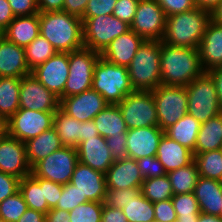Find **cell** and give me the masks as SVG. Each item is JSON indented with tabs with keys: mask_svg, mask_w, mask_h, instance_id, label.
I'll list each match as a JSON object with an SVG mask.
<instances>
[{
	"mask_svg": "<svg viewBox=\"0 0 222 222\" xmlns=\"http://www.w3.org/2000/svg\"><path fill=\"white\" fill-rule=\"evenodd\" d=\"M162 85L187 86L205 73L197 48L167 45L161 41Z\"/></svg>",
	"mask_w": 222,
	"mask_h": 222,
	"instance_id": "6da1fadb",
	"label": "cell"
},
{
	"mask_svg": "<svg viewBox=\"0 0 222 222\" xmlns=\"http://www.w3.org/2000/svg\"><path fill=\"white\" fill-rule=\"evenodd\" d=\"M39 33L57 52L84 47L82 19L64 11L39 12Z\"/></svg>",
	"mask_w": 222,
	"mask_h": 222,
	"instance_id": "7a4b0ae2",
	"label": "cell"
},
{
	"mask_svg": "<svg viewBox=\"0 0 222 222\" xmlns=\"http://www.w3.org/2000/svg\"><path fill=\"white\" fill-rule=\"evenodd\" d=\"M211 21L210 11L194 8L166 17L162 42L167 45L197 48Z\"/></svg>",
	"mask_w": 222,
	"mask_h": 222,
	"instance_id": "3957f363",
	"label": "cell"
},
{
	"mask_svg": "<svg viewBox=\"0 0 222 222\" xmlns=\"http://www.w3.org/2000/svg\"><path fill=\"white\" fill-rule=\"evenodd\" d=\"M161 41L145 40L128 66L131 86L138 91H153L162 85Z\"/></svg>",
	"mask_w": 222,
	"mask_h": 222,
	"instance_id": "277c9868",
	"label": "cell"
},
{
	"mask_svg": "<svg viewBox=\"0 0 222 222\" xmlns=\"http://www.w3.org/2000/svg\"><path fill=\"white\" fill-rule=\"evenodd\" d=\"M91 88L102 95L109 105L120 103L134 91L130 83L128 67L115 65L101 56L94 67Z\"/></svg>",
	"mask_w": 222,
	"mask_h": 222,
	"instance_id": "5b68a950",
	"label": "cell"
},
{
	"mask_svg": "<svg viewBox=\"0 0 222 222\" xmlns=\"http://www.w3.org/2000/svg\"><path fill=\"white\" fill-rule=\"evenodd\" d=\"M185 87L188 96L187 113L201 124L222 113L216 87L206 72Z\"/></svg>",
	"mask_w": 222,
	"mask_h": 222,
	"instance_id": "8992f818",
	"label": "cell"
},
{
	"mask_svg": "<svg viewBox=\"0 0 222 222\" xmlns=\"http://www.w3.org/2000/svg\"><path fill=\"white\" fill-rule=\"evenodd\" d=\"M84 47L100 54L118 36L130 30V26L113 15H100L82 19Z\"/></svg>",
	"mask_w": 222,
	"mask_h": 222,
	"instance_id": "52a82bcc",
	"label": "cell"
},
{
	"mask_svg": "<svg viewBox=\"0 0 222 222\" xmlns=\"http://www.w3.org/2000/svg\"><path fill=\"white\" fill-rule=\"evenodd\" d=\"M100 56L86 47L69 52V77L59 100L91 89L94 67Z\"/></svg>",
	"mask_w": 222,
	"mask_h": 222,
	"instance_id": "ba28073f",
	"label": "cell"
},
{
	"mask_svg": "<svg viewBox=\"0 0 222 222\" xmlns=\"http://www.w3.org/2000/svg\"><path fill=\"white\" fill-rule=\"evenodd\" d=\"M158 127L165 131L187 114L188 96L185 86L160 85L152 91Z\"/></svg>",
	"mask_w": 222,
	"mask_h": 222,
	"instance_id": "9c48e42d",
	"label": "cell"
},
{
	"mask_svg": "<svg viewBox=\"0 0 222 222\" xmlns=\"http://www.w3.org/2000/svg\"><path fill=\"white\" fill-rule=\"evenodd\" d=\"M78 162L77 149L63 146L36 163L31 168V174L38 178L65 185L70 182Z\"/></svg>",
	"mask_w": 222,
	"mask_h": 222,
	"instance_id": "30bf717a",
	"label": "cell"
},
{
	"mask_svg": "<svg viewBox=\"0 0 222 222\" xmlns=\"http://www.w3.org/2000/svg\"><path fill=\"white\" fill-rule=\"evenodd\" d=\"M128 129L158 127L152 91L134 90L117 104Z\"/></svg>",
	"mask_w": 222,
	"mask_h": 222,
	"instance_id": "8fae6325",
	"label": "cell"
},
{
	"mask_svg": "<svg viewBox=\"0 0 222 222\" xmlns=\"http://www.w3.org/2000/svg\"><path fill=\"white\" fill-rule=\"evenodd\" d=\"M166 15L155 0H139L130 29L145 40L162 41Z\"/></svg>",
	"mask_w": 222,
	"mask_h": 222,
	"instance_id": "7c38bea8",
	"label": "cell"
},
{
	"mask_svg": "<svg viewBox=\"0 0 222 222\" xmlns=\"http://www.w3.org/2000/svg\"><path fill=\"white\" fill-rule=\"evenodd\" d=\"M55 112L19 109L9 120V135L22 142L49 130L54 124Z\"/></svg>",
	"mask_w": 222,
	"mask_h": 222,
	"instance_id": "4fadbf2b",
	"label": "cell"
},
{
	"mask_svg": "<svg viewBox=\"0 0 222 222\" xmlns=\"http://www.w3.org/2000/svg\"><path fill=\"white\" fill-rule=\"evenodd\" d=\"M19 97V109L56 112L60 108L59 98L31 73L21 78Z\"/></svg>",
	"mask_w": 222,
	"mask_h": 222,
	"instance_id": "5bb4252c",
	"label": "cell"
},
{
	"mask_svg": "<svg viewBox=\"0 0 222 222\" xmlns=\"http://www.w3.org/2000/svg\"><path fill=\"white\" fill-rule=\"evenodd\" d=\"M31 74L58 98L63 94L69 77V53L57 52L47 61L37 66Z\"/></svg>",
	"mask_w": 222,
	"mask_h": 222,
	"instance_id": "9a60e30c",
	"label": "cell"
},
{
	"mask_svg": "<svg viewBox=\"0 0 222 222\" xmlns=\"http://www.w3.org/2000/svg\"><path fill=\"white\" fill-rule=\"evenodd\" d=\"M108 105L104 97L92 88L60 100V109L80 122L93 119Z\"/></svg>",
	"mask_w": 222,
	"mask_h": 222,
	"instance_id": "2e32d148",
	"label": "cell"
},
{
	"mask_svg": "<svg viewBox=\"0 0 222 222\" xmlns=\"http://www.w3.org/2000/svg\"><path fill=\"white\" fill-rule=\"evenodd\" d=\"M0 172L22 179L31 174L25 142L7 135L0 138Z\"/></svg>",
	"mask_w": 222,
	"mask_h": 222,
	"instance_id": "e0dca14e",
	"label": "cell"
},
{
	"mask_svg": "<svg viewBox=\"0 0 222 222\" xmlns=\"http://www.w3.org/2000/svg\"><path fill=\"white\" fill-rule=\"evenodd\" d=\"M70 183L76 186L82 198L94 202L104 201L107 189L105 173L78 162Z\"/></svg>",
	"mask_w": 222,
	"mask_h": 222,
	"instance_id": "ac0fdd59",
	"label": "cell"
},
{
	"mask_svg": "<svg viewBox=\"0 0 222 222\" xmlns=\"http://www.w3.org/2000/svg\"><path fill=\"white\" fill-rule=\"evenodd\" d=\"M165 134L159 127H142L128 129L126 133L129 158L141 159L156 156L162 136Z\"/></svg>",
	"mask_w": 222,
	"mask_h": 222,
	"instance_id": "d6986e66",
	"label": "cell"
},
{
	"mask_svg": "<svg viewBox=\"0 0 222 222\" xmlns=\"http://www.w3.org/2000/svg\"><path fill=\"white\" fill-rule=\"evenodd\" d=\"M76 149L79 162L103 173H106L115 161L106 144V138L100 135L80 142Z\"/></svg>",
	"mask_w": 222,
	"mask_h": 222,
	"instance_id": "ffe728a7",
	"label": "cell"
},
{
	"mask_svg": "<svg viewBox=\"0 0 222 222\" xmlns=\"http://www.w3.org/2000/svg\"><path fill=\"white\" fill-rule=\"evenodd\" d=\"M145 39L131 29L115 38L100 54L115 65L128 67Z\"/></svg>",
	"mask_w": 222,
	"mask_h": 222,
	"instance_id": "44dd1931",
	"label": "cell"
},
{
	"mask_svg": "<svg viewBox=\"0 0 222 222\" xmlns=\"http://www.w3.org/2000/svg\"><path fill=\"white\" fill-rule=\"evenodd\" d=\"M106 187L126 189L141 187L144 181L135 159L115 160L105 173Z\"/></svg>",
	"mask_w": 222,
	"mask_h": 222,
	"instance_id": "7402d4cb",
	"label": "cell"
},
{
	"mask_svg": "<svg viewBox=\"0 0 222 222\" xmlns=\"http://www.w3.org/2000/svg\"><path fill=\"white\" fill-rule=\"evenodd\" d=\"M30 73L24 48L2 36L0 38V77L22 78Z\"/></svg>",
	"mask_w": 222,
	"mask_h": 222,
	"instance_id": "603a6c76",
	"label": "cell"
},
{
	"mask_svg": "<svg viewBox=\"0 0 222 222\" xmlns=\"http://www.w3.org/2000/svg\"><path fill=\"white\" fill-rule=\"evenodd\" d=\"M198 50L205 72L222 67V25L210 21Z\"/></svg>",
	"mask_w": 222,
	"mask_h": 222,
	"instance_id": "cb8c5ba5",
	"label": "cell"
},
{
	"mask_svg": "<svg viewBox=\"0 0 222 222\" xmlns=\"http://www.w3.org/2000/svg\"><path fill=\"white\" fill-rule=\"evenodd\" d=\"M194 195L200 212L219 216L222 206V182L199 176Z\"/></svg>",
	"mask_w": 222,
	"mask_h": 222,
	"instance_id": "d4e9b609",
	"label": "cell"
},
{
	"mask_svg": "<svg viewBox=\"0 0 222 222\" xmlns=\"http://www.w3.org/2000/svg\"><path fill=\"white\" fill-rule=\"evenodd\" d=\"M156 157L166 173L184 167L194 160L193 152L164 134L160 140Z\"/></svg>",
	"mask_w": 222,
	"mask_h": 222,
	"instance_id": "484cf974",
	"label": "cell"
},
{
	"mask_svg": "<svg viewBox=\"0 0 222 222\" xmlns=\"http://www.w3.org/2000/svg\"><path fill=\"white\" fill-rule=\"evenodd\" d=\"M39 14L15 17L2 35L20 47H27L39 35Z\"/></svg>",
	"mask_w": 222,
	"mask_h": 222,
	"instance_id": "4316f807",
	"label": "cell"
},
{
	"mask_svg": "<svg viewBox=\"0 0 222 222\" xmlns=\"http://www.w3.org/2000/svg\"><path fill=\"white\" fill-rule=\"evenodd\" d=\"M61 147L63 145L54 127L27 140L25 148L29 166L32 168L36 163Z\"/></svg>",
	"mask_w": 222,
	"mask_h": 222,
	"instance_id": "83f0119b",
	"label": "cell"
},
{
	"mask_svg": "<svg viewBox=\"0 0 222 222\" xmlns=\"http://www.w3.org/2000/svg\"><path fill=\"white\" fill-rule=\"evenodd\" d=\"M93 122L98 129L100 136L107 138L126 134L128 131L127 125L123 119L120 108L117 104L108 105L101 110L94 118Z\"/></svg>",
	"mask_w": 222,
	"mask_h": 222,
	"instance_id": "f1b7e54d",
	"label": "cell"
},
{
	"mask_svg": "<svg viewBox=\"0 0 222 222\" xmlns=\"http://www.w3.org/2000/svg\"><path fill=\"white\" fill-rule=\"evenodd\" d=\"M222 149V113L200 126L195 154Z\"/></svg>",
	"mask_w": 222,
	"mask_h": 222,
	"instance_id": "f546056e",
	"label": "cell"
},
{
	"mask_svg": "<svg viewBox=\"0 0 222 222\" xmlns=\"http://www.w3.org/2000/svg\"><path fill=\"white\" fill-rule=\"evenodd\" d=\"M201 123L190 114H186L177 123L167 128L164 132L172 140L187 147L195 154V146Z\"/></svg>",
	"mask_w": 222,
	"mask_h": 222,
	"instance_id": "4dcf8cb0",
	"label": "cell"
},
{
	"mask_svg": "<svg viewBox=\"0 0 222 222\" xmlns=\"http://www.w3.org/2000/svg\"><path fill=\"white\" fill-rule=\"evenodd\" d=\"M53 127L63 146L76 148L81 142L82 122L68 116L60 108L54 114Z\"/></svg>",
	"mask_w": 222,
	"mask_h": 222,
	"instance_id": "1f68e13d",
	"label": "cell"
},
{
	"mask_svg": "<svg viewBox=\"0 0 222 222\" xmlns=\"http://www.w3.org/2000/svg\"><path fill=\"white\" fill-rule=\"evenodd\" d=\"M21 78L0 77V115L8 120L19 110Z\"/></svg>",
	"mask_w": 222,
	"mask_h": 222,
	"instance_id": "d6a6232c",
	"label": "cell"
},
{
	"mask_svg": "<svg viewBox=\"0 0 222 222\" xmlns=\"http://www.w3.org/2000/svg\"><path fill=\"white\" fill-rule=\"evenodd\" d=\"M19 191L21 192L28 208L46 214L49 211L48 203L44 198L40 178L32 174L20 179Z\"/></svg>",
	"mask_w": 222,
	"mask_h": 222,
	"instance_id": "836d02e7",
	"label": "cell"
},
{
	"mask_svg": "<svg viewBox=\"0 0 222 222\" xmlns=\"http://www.w3.org/2000/svg\"><path fill=\"white\" fill-rule=\"evenodd\" d=\"M167 175L172 186L173 195L194 192L199 177L194 160L184 167L168 172Z\"/></svg>",
	"mask_w": 222,
	"mask_h": 222,
	"instance_id": "e575fe53",
	"label": "cell"
},
{
	"mask_svg": "<svg viewBox=\"0 0 222 222\" xmlns=\"http://www.w3.org/2000/svg\"><path fill=\"white\" fill-rule=\"evenodd\" d=\"M199 176L222 182V149L194 154Z\"/></svg>",
	"mask_w": 222,
	"mask_h": 222,
	"instance_id": "d590c367",
	"label": "cell"
},
{
	"mask_svg": "<svg viewBox=\"0 0 222 222\" xmlns=\"http://www.w3.org/2000/svg\"><path fill=\"white\" fill-rule=\"evenodd\" d=\"M24 50L26 63L30 71L57 53L52 44L40 34Z\"/></svg>",
	"mask_w": 222,
	"mask_h": 222,
	"instance_id": "8d00e7d4",
	"label": "cell"
},
{
	"mask_svg": "<svg viewBox=\"0 0 222 222\" xmlns=\"http://www.w3.org/2000/svg\"><path fill=\"white\" fill-rule=\"evenodd\" d=\"M128 222H153L154 206L153 203L146 199L142 192L131 198L122 208Z\"/></svg>",
	"mask_w": 222,
	"mask_h": 222,
	"instance_id": "74e56055",
	"label": "cell"
},
{
	"mask_svg": "<svg viewBox=\"0 0 222 222\" xmlns=\"http://www.w3.org/2000/svg\"><path fill=\"white\" fill-rule=\"evenodd\" d=\"M141 192L152 203L171 199L173 190L168 175L144 179Z\"/></svg>",
	"mask_w": 222,
	"mask_h": 222,
	"instance_id": "f35d334b",
	"label": "cell"
},
{
	"mask_svg": "<svg viewBox=\"0 0 222 222\" xmlns=\"http://www.w3.org/2000/svg\"><path fill=\"white\" fill-rule=\"evenodd\" d=\"M28 209L20 191L0 202V220L3 222H18Z\"/></svg>",
	"mask_w": 222,
	"mask_h": 222,
	"instance_id": "ab89813d",
	"label": "cell"
},
{
	"mask_svg": "<svg viewBox=\"0 0 222 222\" xmlns=\"http://www.w3.org/2000/svg\"><path fill=\"white\" fill-rule=\"evenodd\" d=\"M103 202L88 201L69 211L70 222H101Z\"/></svg>",
	"mask_w": 222,
	"mask_h": 222,
	"instance_id": "60d3db41",
	"label": "cell"
},
{
	"mask_svg": "<svg viewBox=\"0 0 222 222\" xmlns=\"http://www.w3.org/2000/svg\"><path fill=\"white\" fill-rule=\"evenodd\" d=\"M171 201L177 217L200 216L198 201L193 192L173 195Z\"/></svg>",
	"mask_w": 222,
	"mask_h": 222,
	"instance_id": "b9f144b4",
	"label": "cell"
},
{
	"mask_svg": "<svg viewBox=\"0 0 222 222\" xmlns=\"http://www.w3.org/2000/svg\"><path fill=\"white\" fill-rule=\"evenodd\" d=\"M141 193V187H130L126 189L107 188L104 205L122 209L126 203Z\"/></svg>",
	"mask_w": 222,
	"mask_h": 222,
	"instance_id": "7bdbcfd3",
	"label": "cell"
},
{
	"mask_svg": "<svg viewBox=\"0 0 222 222\" xmlns=\"http://www.w3.org/2000/svg\"><path fill=\"white\" fill-rule=\"evenodd\" d=\"M88 201L89 200L87 198H82L76 186L72 185L69 182L63 185L62 193L55 208L64 211H71L75 207H78L80 204H83Z\"/></svg>",
	"mask_w": 222,
	"mask_h": 222,
	"instance_id": "ee69618b",
	"label": "cell"
},
{
	"mask_svg": "<svg viewBox=\"0 0 222 222\" xmlns=\"http://www.w3.org/2000/svg\"><path fill=\"white\" fill-rule=\"evenodd\" d=\"M143 179L166 175L165 168L156 156L144 157L136 160Z\"/></svg>",
	"mask_w": 222,
	"mask_h": 222,
	"instance_id": "f6af8a7d",
	"label": "cell"
},
{
	"mask_svg": "<svg viewBox=\"0 0 222 222\" xmlns=\"http://www.w3.org/2000/svg\"><path fill=\"white\" fill-rule=\"evenodd\" d=\"M117 0H88L82 19L100 15H112Z\"/></svg>",
	"mask_w": 222,
	"mask_h": 222,
	"instance_id": "bcb514c9",
	"label": "cell"
},
{
	"mask_svg": "<svg viewBox=\"0 0 222 222\" xmlns=\"http://www.w3.org/2000/svg\"><path fill=\"white\" fill-rule=\"evenodd\" d=\"M138 2L139 0H117L112 15L131 26Z\"/></svg>",
	"mask_w": 222,
	"mask_h": 222,
	"instance_id": "7dc6e473",
	"label": "cell"
},
{
	"mask_svg": "<svg viewBox=\"0 0 222 222\" xmlns=\"http://www.w3.org/2000/svg\"><path fill=\"white\" fill-rule=\"evenodd\" d=\"M164 10L166 17L196 8L194 0H155Z\"/></svg>",
	"mask_w": 222,
	"mask_h": 222,
	"instance_id": "c3c4849f",
	"label": "cell"
},
{
	"mask_svg": "<svg viewBox=\"0 0 222 222\" xmlns=\"http://www.w3.org/2000/svg\"><path fill=\"white\" fill-rule=\"evenodd\" d=\"M154 221L156 222H176L177 214L171 199L153 203Z\"/></svg>",
	"mask_w": 222,
	"mask_h": 222,
	"instance_id": "681fc988",
	"label": "cell"
},
{
	"mask_svg": "<svg viewBox=\"0 0 222 222\" xmlns=\"http://www.w3.org/2000/svg\"><path fill=\"white\" fill-rule=\"evenodd\" d=\"M40 186L43 188L49 210L55 208L62 193L63 185L40 178Z\"/></svg>",
	"mask_w": 222,
	"mask_h": 222,
	"instance_id": "f907efd6",
	"label": "cell"
},
{
	"mask_svg": "<svg viewBox=\"0 0 222 222\" xmlns=\"http://www.w3.org/2000/svg\"><path fill=\"white\" fill-rule=\"evenodd\" d=\"M126 134H121L116 137L111 136L106 138V144L111 150V155L114 160L128 159L129 154L126 148Z\"/></svg>",
	"mask_w": 222,
	"mask_h": 222,
	"instance_id": "816d5d0a",
	"label": "cell"
},
{
	"mask_svg": "<svg viewBox=\"0 0 222 222\" xmlns=\"http://www.w3.org/2000/svg\"><path fill=\"white\" fill-rule=\"evenodd\" d=\"M20 179L0 172V202L19 191Z\"/></svg>",
	"mask_w": 222,
	"mask_h": 222,
	"instance_id": "f5cc1de1",
	"label": "cell"
},
{
	"mask_svg": "<svg viewBox=\"0 0 222 222\" xmlns=\"http://www.w3.org/2000/svg\"><path fill=\"white\" fill-rule=\"evenodd\" d=\"M8 3L15 17L39 14L36 0H8Z\"/></svg>",
	"mask_w": 222,
	"mask_h": 222,
	"instance_id": "db71d44e",
	"label": "cell"
},
{
	"mask_svg": "<svg viewBox=\"0 0 222 222\" xmlns=\"http://www.w3.org/2000/svg\"><path fill=\"white\" fill-rule=\"evenodd\" d=\"M87 3L88 0H64L63 11L82 19Z\"/></svg>",
	"mask_w": 222,
	"mask_h": 222,
	"instance_id": "11a10c76",
	"label": "cell"
},
{
	"mask_svg": "<svg viewBox=\"0 0 222 222\" xmlns=\"http://www.w3.org/2000/svg\"><path fill=\"white\" fill-rule=\"evenodd\" d=\"M101 222H128L122 209L103 204Z\"/></svg>",
	"mask_w": 222,
	"mask_h": 222,
	"instance_id": "9f6ffc18",
	"label": "cell"
},
{
	"mask_svg": "<svg viewBox=\"0 0 222 222\" xmlns=\"http://www.w3.org/2000/svg\"><path fill=\"white\" fill-rule=\"evenodd\" d=\"M14 18L8 0H0V31L3 32Z\"/></svg>",
	"mask_w": 222,
	"mask_h": 222,
	"instance_id": "6f0895ef",
	"label": "cell"
},
{
	"mask_svg": "<svg viewBox=\"0 0 222 222\" xmlns=\"http://www.w3.org/2000/svg\"><path fill=\"white\" fill-rule=\"evenodd\" d=\"M39 12L63 11L64 0H36Z\"/></svg>",
	"mask_w": 222,
	"mask_h": 222,
	"instance_id": "680465c9",
	"label": "cell"
},
{
	"mask_svg": "<svg viewBox=\"0 0 222 222\" xmlns=\"http://www.w3.org/2000/svg\"><path fill=\"white\" fill-rule=\"evenodd\" d=\"M213 80L217 91V98L222 109V67L214 68L206 72Z\"/></svg>",
	"mask_w": 222,
	"mask_h": 222,
	"instance_id": "91938a15",
	"label": "cell"
},
{
	"mask_svg": "<svg viewBox=\"0 0 222 222\" xmlns=\"http://www.w3.org/2000/svg\"><path fill=\"white\" fill-rule=\"evenodd\" d=\"M45 222H70L69 211L57 208L50 209L45 214Z\"/></svg>",
	"mask_w": 222,
	"mask_h": 222,
	"instance_id": "94428289",
	"label": "cell"
},
{
	"mask_svg": "<svg viewBox=\"0 0 222 222\" xmlns=\"http://www.w3.org/2000/svg\"><path fill=\"white\" fill-rule=\"evenodd\" d=\"M98 129L93 122V119L82 122V130H81V142L87 140V138L98 136Z\"/></svg>",
	"mask_w": 222,
	"mask_h": 222,
	"instance_id": "6125c7cd",
	"label": "cell"
},
{
	"mask_svg": "<svg viewBox=\"0 0 222 222\" xmlns=\"http://www.w3.org/2000/svg\"><path fill=\"white\" fill-rule=\"evenodd\" d=\"M18 222H45V214L28 208Z\"/></svg>",
	"mask_w": 222,
	"mask_h": 222,
	"instance_id": "be15d7a7",
	"label": "cell"
},
{
	"mask_svg": "<svg viewBox=\"0 0 222 222\" xmlns=\"http://www.w3.org/2000/svg\"><path fill=\"white\" fill-rule=\"evenodd\" d=\"M211 21L222 25V0L210 10Z\"/></svg>",
	"mask_w": 222,
	"mask_h": 222,
	"instance_id": "e7e4bbea",
	"label": "cell"
},
{
	"mask_svg": "<svg viewBox=\"0 0 222 222\" xmlns=\"http://www.w3.org/2000/svg\"><path fill=\"white\" fill-rule=\"evenodd\" d=\"M221 0H194L196 7L206 9L210 11L213 9Z\"/></svg>",
	"mask_w": 222,
	"mask_h": 222,
	"instance_id": "03108f58",
	"label": "cell"
},
{
	"mask_svg": "<svg viewBox=\"0 0 222 222\" xmlns=\"http://www.w3.org/2000/svg\"><path fill=\"white\" fill-rule=\"evenodd\" d=\"M197 222H222V217L201 212Z\"/></svg>",
	"mask_w": 222,
	"mask_h": 222,
	"instance_id": "003e7915",
	"label": "cell"
},
{
	"mask_svg": "<svg viewBox=\"0 0 222 222\" xmlns=\"http://www.w3.org/2000/svg\"><path fill=\"white\" fill-rule=\"evenodd\" d=\"M9 134L8 119L0 115V138L6 137Z\"/></svg>",
	"mask_w": 222,
	"mask_h": 222,
	"instance_id": "a7ac6f4b",
	"label": "cell"
},
{
	"mask_svg": "<svg viewBox=\"0 0 222 222\" xmlns=\"http://www.w3.org/2000/svg\"><path fill=\"white\" fill-rule=\"evenodd\" d=\"M199 216L177 217L176 222H197Z\"/></svg>",
	"mask_w": 222,
	"mask_h": 222,
	"instance_id": "89a4df30",
	"label": "cell"
},
{
	"mask_svg": "<svg viewBox=\"0 0 222 222\" xmlns=\"http://www.w3.org/2000/svg\"><path fill=\"white\" fill-rule=\"evenodd\" d=\"M220 217H222V206H221V213H220V215H219Z\"/></svg>",
	"mask_w": 222,
	"mask_h": 222,
	"instance_id": "2644e50d",
	"label": "cell"
}]
</instances>
